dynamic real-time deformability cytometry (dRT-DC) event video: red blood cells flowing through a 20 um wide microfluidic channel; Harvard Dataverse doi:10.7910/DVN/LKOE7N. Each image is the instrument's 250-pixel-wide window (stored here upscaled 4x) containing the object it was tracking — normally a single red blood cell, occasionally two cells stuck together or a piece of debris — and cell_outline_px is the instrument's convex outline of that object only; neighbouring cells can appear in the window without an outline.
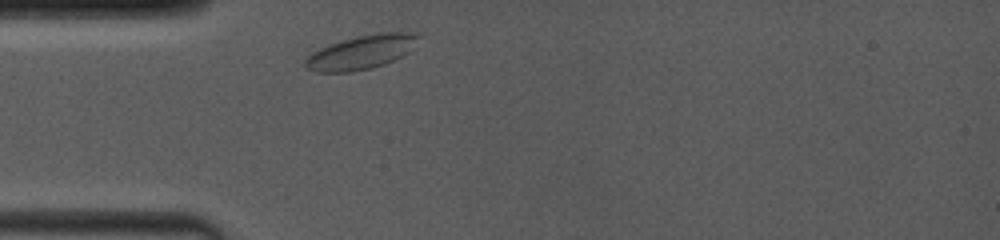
{"species": "common noctule bat (a hibernating species)", "species_latin": "Nyctalus noctula", "temperature_condition": "room temperature", "stored_images_in_passage": 1, "camera_frame_rate_fps": 4000, "um_per_image_px": 0.085, "animal": {"sex": "female", "body_mass_g": 19.0, "forearm_length_mm": 53.3}, "frame": {"image": 1, "passage_image": 1, "time_ms": 0.0, "image_size_px": [1000, 240], "cell_outline_px": [[420, 36], [408, 52], [404, 56], [384, 64], [372, 68], [352, 72], [316, 72], [308, 68], [304, 64], [304, 60], [312, 52], [320, 48], [344, 40], [360, 36], [384, 32], [416, 32]], "centroid_in_image_um": [30.73, 4.45], "position_along_channel_um": 54.3, "area_um2": 22.14}}